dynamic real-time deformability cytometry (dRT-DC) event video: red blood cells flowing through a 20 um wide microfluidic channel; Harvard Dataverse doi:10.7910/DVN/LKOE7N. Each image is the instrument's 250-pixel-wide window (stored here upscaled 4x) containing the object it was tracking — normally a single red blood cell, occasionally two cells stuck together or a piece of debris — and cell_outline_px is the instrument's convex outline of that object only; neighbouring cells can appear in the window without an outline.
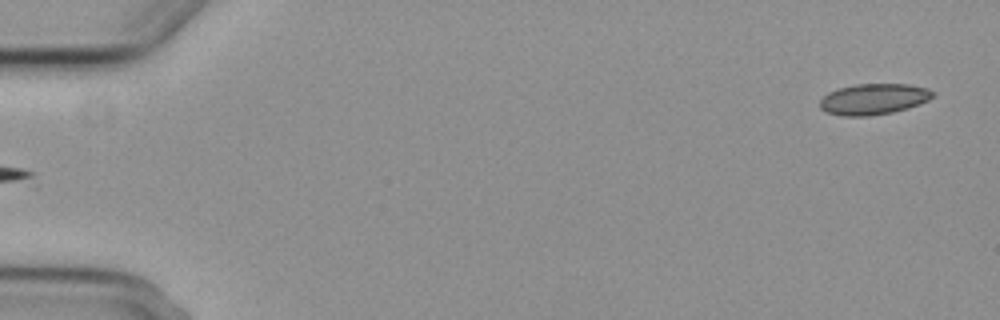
{"species": "common noctule bat (a hibernating species)", "species_latin": "Nyctalus noctula", "temperature_condition": "cold", "stored_images_in_passage": 5, "segment_of_instrument_passage": [2, 2], "camera_frame_rate_fps": 3000, "um_per_image_px": 0.085, "animal": {"sex": "female", "body_mass_g": 29.2, "forearm_length_mm": 56.3}, "frame": {"image": 1, "passage_image": 5, "time_ms": 6.667, "image_size_px": [1000, 320], "cell_outline_px": [[936, 92], [928, 100], [920, 104], [908, 108], [892, 112], [868, 116], [844, 116], [824, 112], [820, 108], [820, 100], [828, 92], [840, 88], [856, 84], [908, 84], [928, 88]], "centroid_in_image_um": [74.26, 8.42], "position_along_channel_um": 10.7, "area_um2": 20.4}}